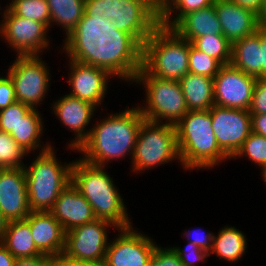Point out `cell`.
<instances>
[{
  "label": "cell",
  "mask_w": 266,
  "mask_h": 266,
  "mask_svg": "<svg viewBox=\"0 0 266 266\" xmlns=\"http://www.w3.org/2000/svg\"><path fill=\"white\" fill-rule=\"evenodd\" d=\"M63 52L76 62L105 69L132 82L142 68V46L103 15H84L64 38Z\"/></svg>",
  "instance_id": "1"
},
{
  "label": "cell",
  "mask_w": 266,
  "mask_h": 266,
  "mask_svg": "<svg viewBox=\"0 0 266 266\" xmlns=\"http://www.w3.org/2000/svg\"><path fill=\"white\" fill-rule=\"evenodd\" d=\"M138 107L110 114L94 124L88 138L76 150L83 153L81 158L87 163L106 166L114 159L133 156L136 138L144 121ZM111 160V161H110Z\"/></svg>",
  "instance_id": "2"
},
{
  "label": "cell",
  "mask_w": 266,
  "mask_h": 266,
  "mask_svg": "<svg viewBox=\"0 0 266 266\" xmlns=\"http://www.w3.org/2000/svg\"><path fill=\"white\" fill-rule=\"evenodd\" d=\"M105 168L76 159L71 167V183L91 204L97 219L111 222L116 229L131 227L119 188Z\"/></svg>",
  "instance_id": "3"
},
{
  "label": "cell",
  "mask_w": 266,
  "mask_h": 266,
  "mask_svg": "<svg viewBox=\"0 0 266 266\" xmlns=\"http://www.w3.org/2000/svg\"><path fill=\"white\" fill-rule=\"evenodd\" d=\"M175 126L180 164L186 170L210 169L230 159L216 141L209 110L188 111Z\"/></svg>",
  "instance_id": "4"
},
{
  "label": "cell",
  "mask_w": 266,
  "mask_h": 266,
  "mask_svg": "<svg viewBox=\"0 0 266 266\" xmlns=\"http://www.w3.org/2000/svg\"><path fill=\"white\" fill-rule=\"evenodd\" d=\"M189 51L188 40L159 25L142 45V68L137 74L179 81L189 72Z\"/></svg>",
  "instance_id": "5"
},
{
  "label": "cell",
  "mask_w": 266,
  "mask_h": 266,
  "mask_svg": "<svg viewBox=\"0 0 266 266\" xmlns=\"http://www.w3.org/2000/svg\"><path fill=\"white\" fill-rule=\"evenodd\" d=\"M52 146L35 158L31 165H25L28 204L31 211H50L60 193L71 183L69 163L59 162Z\"/></svg>",
  "instance_id": "6"
},
{
  "label": "cell",
  "mask_w": 266,
  "mask_h": 266,
  "mask_svg": "<svg viewBox=\"0 0 266 266\" xmlns=\"http://www.w3.org/2000/svg\"><path fill=\"white\" fill-rule=\"evenodd\" d=\"M86 15H103L141 46L160 25V14L145 0H85Z\"/></svg>",
  "instance_id": "7"
},
{
  "label": "cell",
  "mask_w": 266,
  "mask_h": 266,
  "mask_svg": "<svg viewBox=\"0 0 266 266\" xmlns=\"http://www.w3.org/2000/svg\"><path fill=\"white\" fill-rule=\"evenodd\" d=\"M179 160L176 126L144 120L138 131L132 156V170L137 173Z\"/></svg>",
  "instance_id": "8"
},
{
  "label": "cell",
  "mask_w": 266,
  "mask_h": 266,
  "mask_svg": "<svg viewBox=\"0 0 266 266\" xmlns=\"http://www.w3.org/2000/svg\"><path fill=\"white\" fill-rule=\"evenodd\" d=\"M133 82L145 88L146 104L138 106L145 120L176 125L189 111L179 81L136 74Z\"/></svg>",
  "instance_id": "9"
},
{
  "label": "cell",
  "mask_w": 266,
  "mask_h": 266,
  "mask_svg": "<svg viewBox=\"0 0 266 266\" xmlns=\"http://www.w3.org/2000/svg\"><path fill=\"white\" fill-rule=\"evenodd\" d=\"M40 56H17L7 71L16 100L32 108H37L45 99L51 80L49 68Z\"/></svg>",
  "instance_id": "10"
},
{
  "label": "cell",
  "mask_w": 266,
  "mask_h": 266,
  "mask_svg": "<svg viewBox=\"0 0 266 266\" xmlns=\"http://www.w3.org/2000/svg\"><path fill=\"white\" fill-rule=\"evenodd\" d=\"M109 227L116 228L109 221L96 219L66 232L63 255L76 261L102 266L109 243Z\"/></svg>",
  "instance_id": "11"
},
{
  "label": "cell",
  "mask_w": 266,
  "mask_h": 266,
  "mask_svg": "<svg viewBox=\"0 0 266 266\" xmlns=\"http://www.w3.org/2000/svg\"><path fill=\"white\" fill-rule=\"evenodd\" d=\"M5 8L2 12L4 19L0 22V36L16 51V56L40 55L48 49L49 28L44 23L20 17L8 6Z\"/></svg>",
  "instance_id": "12"
},
{
  "label": "cell",
  "mask_w": 266,
  "mask_h": 266,
  "mask_svg": "<svg viewBox=\"0 0 266 266\" xmlns=\"http://www.w3.org/2000/svg\"><path fill=\"white\" fill-rule=\"evenodd\" d=\"M134 229L132 226L117 229L120 235L108 243L102 266H149L157 244Z\"/></svg>",
  "instance_id": "13"
},
{
  "label": "cell",
  "mask_w": 266,
  "mask_h": 266,
  "mask_svg": "<svg viewBox=\"0 0 266 266\" xmlns=\"http://www.w3.org/2000/svg\"><path fill=\"white\" fill-rule=\"evenodd\" d=\"M209 111L216 141L231 160L252 132L251 114L248 110L218 105H213Z\"/></svg>",
  "instance_id": "14"
},
{
  "label": "cell",
  "mask_w": 266,
  "mask_h": 266,
  "mask_svg": "<svg viewBox=\"0 0 266 266\" xmlns=\"http://www.w3.org/2000/svg\"><path fill=\"white\" fill-rule=\"evenodd\" d=\"M256 79L231 63L223 65L213 78L214 105L248 110Z\"/></svg>",
  "instance_id": "15"
},
{
  "label": "cell",
  "mask_w": 266,
  "mask_h": 266,
  "mask_svg": "<svg viewBox=\"0 0 266 266\" xmlns=\"http://www.w3.org/2000/svg\"><path fill=\"white\" fill-rule=\"evenodd\" d=\"M68 83L71 91L68 95L94 105H102L109 85L110 75L105 69L86 65L69 59Z\"/></svg>",
  "instance_id": "16"
},
{
  "label": "cell",
  "mask_w": 266,
  "mask_h": 266,
  "mask_svg": "<svg viewBox=\"0 0 266 266\" xmlns=\"http://www.w3.org/2000/svg\"><path fill=\"white\" fill-rule=\"evenodd\" d=\"M0 211L8 220H23L31 212L25 169H0Z\"/></svg>",
  "instance_id": "17"
},
{
  "label": "cell",
  "mask_w": 266,
  "mask_h": 266,
  "mask_svg": "<svg viewBox=\"0 0 266 266\" xmlns=\"http://www.w3.org/2000/svg\"><path fill=\"white\" fill-rule=\"evenodd\" d=\"M51 105L52 111L62 124L74 132L76 137L74 136L68 145L72 151H76L90 134V129L86 130L85 127L90 123L97 108L89 102L68 95V93Z\"/></svg>",
  "instance_id": "18"
},
{
  "label": "cell",
  "mask_w": 266,
  "mask_h": 266,
  "mask_svg": "<svg viewBox=\"0 0 266 266\" xmlns=\"http://www.w3.org/2000/svg\"><path fill=\"white\" fill-rule=\"evenodd\" d=\"M49 212L62 225L65 232L97 219L91 204L72 183L60 193Z\"/></svg>",
  "instance_id": "19"
},
{
  "label": "cell",
  "mask_w": 266,
  "mask_h": 266,
  "mask_svg": "<svg viewBox=\"0 0 266 266\" xmlns=\"http://www.w3.org/2000/svg\"><path fill=\"white\" fill-rule=\"evenodd\" d=\"M25 219L30 224L34 243L42 254H63L66 232L49 211H31Z\"/></svg>",
  "instance_id": "20"
},
{
  "label": "cell",
  "mask_w": 266,
  "mask_h": 266,
  "mask_svg": "<svg viewBox=\"0 0 266 266\" xmlns=\"http://www.w3.org/2000/svg\"><path fill=\"white\" fill-rule=\"evenodd\" d=\"M213 4L223 35L231 44L259 28L257 14L253 11L230 0H214Z\"/></svg>",
  "instance_id": "21"
},
{
  "label": "cell",
  "mask_w": 266,
  "mask_h": 266,
  "mask_svg": "<svg viewBox=\"0 0 266 266\" xmlns=\"http://www.w3.org/2000/svg\"><path fill=\"white\" fill-rule=\"evenodd\" d=\"M172 29L182 38L193 42L197 37L207 34L222 35L221 24L218 20L214 4L185 14Z\"/></svg>",
  "instance_id": "22"
},
{
  "label": "cell",
  "mask_w": 266,
  "mask_h": 266,
  "mask_svg": "<svg viewBox=\"0 0 266 266\" xmlns=\"http://www.w3.org/2000/svg\"><path fill=\"white\" fill-rule=\"evenodd\" d=\"M260 27L252 34L232 44L231 64L255 78L262 77Z\"/></svg>",
  "instance_id": "23"
},
{
  "label": "cell",
  "mask_w": 266,
  "mask_h": 266,
  "mask_svg": "<svg viewBox=\"0 0 266 266\" xmlns=\"http://www.w3.org/2000/svg\"><path fill=\"white\" fill-rule=\"evenodd\" d=\"M179 83L189 111H206L214 105L213 78L188 72Z\"/></svg>",
  "instance_id": "24"
},
{
  "label": "cell",
  "mask_w": 266,
  "mask_h": 266,
  "mask_svg": "<svg viewBox=\"0 0 266 266\" xmlns=\"http://www.w3.org/2000/svg\"><path fill=\"white\" fill-rule=\"evenodd\" d=\"M41 113L37 108H33L13 129L9 134L16 141V143L28 154L33 153L36 149L40 150V153L49 150L52 144L48 142L40 144V137L44 130V122L41 117ZM51 144V145H50ZM41 145H43L41 147ZM40 147V148H39Z\"/></svg>",
  "instance_id": "25"
},
{
  "label": "cell",
  "mask_w": 266,
  "mask_h": 266,
  "mask_svg": "<svg viewBox=\"0 0 266 266\" xmlns=\"http://www.w3.org/2000/svg\"><path fill=\"white\" fill-rule=\"evenodd\" d=\"M3 245L15 258L44 255L37 249L26 219L8 221Z\"/></svg>",
  "instance_id": "26"
},
{
  "label": "cell",
  "mask_w": 266,
  "mask_h": 266,
  "mask_svg": "<svg viewBox=\"0 0 266 266\" xmlns=\"http://www.w3.org/2000/svg\"><path fill=\"white\" fill-rule=\"evenodd\" d=\"M246 235L239 229L226 226L219 230L218 235L213 236V248L209 255L216 254L219 259L236 262L244 254L247 248Z\"/></svg>",
  "instance_id": "27"
},
{
  "label": "cell",
  "mask_w": 266,
  "mask_h": 266,
  "mask_svg": "<svg viewBox=\"0 0 266 266\" xmlns=\"http://www.w3.org/2000/svg\"><path fill=\"white\" fill-rule=\"evenodd\" d=\"M47 2L51 27L53 24L61 26L65 29L67 37L84 15L85 0H47Z\"/></svg>",
  "instance_id": "28"
},
{
  "label": "cell",
  "mask_w": 266,
  "mask_h": 266,
  "mask_svg": "<svg viewBox=\"0 0 266 266\" xmlns=\"http://www.w3.org/2000/svg\"><path fill=\"white\" fill-rule=\"evenodd\" d=\"M192 45L201 52L218 60L222 65L231 63L232 44L222 35L207 34L197 37Z\"/></svg>",
  "instance_id": "29"
},
{
  "label": "cell",
  "mask_w": 266,
  "mask_h": 266,
  "mask_svg": "<svg viewBox=\"0 0 266 266\" xmlns=\"http://www.w3.org/2000/svg\"><path fill=\"white\" fill-rule=\"evenodd\" d=\"M7 5L16 15L36 20L51 28L50 12L47 0H11Z\"/></svg>",
  "instance_id": "30"
},
{
  "label": "cell",
  "mask_w": 266,
  "mask_h": 266,
  "mask_svg": "<svg viewBox=\"0 0 266 266\" xmlns=\"http://www.w3.org/2000/svg\"><path fill=\"white\" fill-rule=\"evenodd\" d=\"M213 2L214 0H173L160 14V25L172 28L185 14L207 8L211 6ZM175 12H178L176 13V17L173 15Z\"/></svg>",
  "instance_id": "31"
},
{
  "label": "cell",
  "mask_w": 266,
  "mask_h": 266,
  "mask_svg": "<svg viewBox=\"0 0 266 266\" xmlns=\"http://www.w3.org/2000/svg\"><path fill=\"white\" fill-rule=\"evenodd\" d=\"M27 155L9 133L0 131V169L24 168L23 159Z\"/></svg>",
  "instance_id": "32"
},
{
  "label": "cell",
  "mask_w": 266,
  "mask_h": 266,
  "mask_svg": "<svg viewBox=\"0 0 266 266\" xmlns=\"http://www.w3.org/2000/svg\"><path fill=\"white\" fill-rule=\"evenodd\" d=\"M248 157L249 160L266 171V137L251 132L232 159ZM237 157V158H236Z\"/></svg>",
  "instance_id": "33"
},
{
  "label": "cell",
  "mask_w": 266,
  "mask_h": 266,
  "mask_svg": "<svg viewBox=\"0 0 266 266\" xmlns=\"http://www.w3.org/2000/svg\"><path fill=\"white\" fill-rule=\"evenodd\" d=\"M223 65L206 53L196 49L190 42L189 73L214 78Z\"/></svg>",
  "instance_id": "34"
},
{
  "label": "cell",
  "mask_w": 266,
  "mask_h": 266,
  "mask_svg": "<svg viewBox=\"0 0 266 266\" xmlns=\"http://www.w3.org/2000/svg\"><path fill=\"white\" fill-rule=\"evenodd\" d=\"M32 109L31 106L18 101L1 109L0 131L10 133Z\"/></svg>",
  "instance_id": "35"
},
{
  "label": "cell",
  "mask_w": 266,
  "mask_h": 266,
  "mask_svg": "<svg viewBox=\"0 0 266 266\" xmlns=\"http://www.w3.org/2000/svg\"><path fill=\"white\" fill-rule=\"evenodd\" d=\"M173 250L177 253L179 260L184 266H195V263L201 261L205 263V259L210 257L209 253L200 249L194 243L188 242L185 249L172 246Z\"/></svg>",
  "instance_id": "36"
},
{
  "label": "cell",
  "mask_w": 266,
  "mask_h": 266,
  "mask_svg": "<svg viewBox=\"0 0 266 266\" xmlns=\"http://www.w3.org/2000/svg\"><path fill=\"white\" fill-rule=\"evenodd\" d=\"M248 111L251 115L266 114V77L256 79Z\"/></svg>",
  "instance_id": "37"
},
{
  "label": "cell",
  "mask_w": 266,
  "mask_h": 266,
  "mask_svg": "<svg viewBox=\"0 0 266 266\" xmlns=\"http://www.w3.org/2000/svg\"><path fill=\"white\" fill-rule=\"evenodd\" d=\"M149 266H184L179 260L177 253L171 247L156 246Z\"/></svg>",
  "instance_id": "38"
},
{
  "label": "cell",
  "mask_w": 266,
  "mask_h": 266,
  "mask_svg": "<svg viewBox=\"0 0 266 266\" xmlns=\"http://www.w3.org/2000/svg\"><path fill=\"white\" fill-rule=\"evenodd\" d=\"M202 231L200 229L199 231H196V229L190 231L186 230L183 235L187 237L188 242L194 243L200 249L206 251L207 253H210L213 248L214 233H212L211 231L209 233H205V231Z\"/></svg>",
  "instance_id": "39"
},
{
  "label": "cell",
  "mask_w": 266,
  "mask_h": 266,
  "mask_svg": "<svg viewBox=\"0 0 266 266\" xmlns=\"http://www.w3.org/2000/svg\"><path fill=\"white\" fill-rule=\"evenodd\" d=\"M15 90L10 76H0V110L16 102Z\"/></svg>",
  "instance_id": "40"
},
{
  "label": "cell",
  "mask_w": 266,
  "mask_h": 266,
  "mask_svg": "<svg viewBox=\"0 0 266 266\" xmlns=\"http://www.w3.org/2000/svg\"><path fill=\"white\" fill-rule=\"evenodd\" d=\"M252 132L266 137V114L251 115Z\"/></svg>",
  "instance_id": "41"
},
{
  "label": "cell",
  "mask_w": 266,
  "mask_h": 266,
  "mask_svg": "<svg viewBox=\"0 0 266 266\" xmlns=\"http://www.w3.org/2000/svg\"><path fill=\"white\" fill-rule=\"evenodd\" d=\"M239 6L249 9L258 15L263 0H230Z\"/></svg>",
  "instance_id": "42"
},
{
  "label": "cell",
  "mask_w": 266,
  "mask_h": 266,
  "mask_svg": "<svg viewBox=\"0 0 266 266\" xmlns=\"http://www.w3.org/2000/svg\"><path fill=\"white\" fill-rule=\"evenodd\" d=\"M47 255H36L33 257H23L15 259V266H39V263L46 257Z\"/></svg>",
  "instance_id": "43"
},
{
  "label": "cell",
  "mask_w": 266,
  "mask_h": 266,
  "mask_svg": "<svg viewBox=\"0 0 266 266\" xmlns=\"http://www.w3.org/2000/svg\"><path fill=\"white\" fill-rule=\"evenodd\" d=\"M15 259L7 248L0 244V266H15Z\"/></svg>",
  "instance_id": "44"
},
{
  "label": "cell",
  "mask_w": 266,
  "mask_h": 266,
  "mask_svg": "<svg viewBox=\"0 0 266 266\" xmlns=\"http://www.w3.org/2000/svg\"><path fill=\"white\" fill-rule=\"evenodd\" d=\"M58 266H97L95 264L83 261H76L70 258H67L65 255H58Z\"/></svg>",
  "instance_id": "45"
},
{
  "label": "cell",
  "mask_w": 266,
  "mask_h": 266,
  "mask_svg": "<svg viewBox=\"0 0 266 266\" xmlns=\"http://www.w3.org/2000/svg\"><path fill=\"white\" fill-rule=\"evenodd\" d=\"M260 45L262 56V77H266V29L260 28Z\"/></svg>",
  "instance_id": "46"
},
{
  "label": "cell",
  "mask_w": 266,
  "mask_h": 266,
  "mask_svg": "<svg viewBox=\"0 0 266 266\" xmlns=\"http://www.w3.org/2000/svg\"><path fill=\"white\" fill-rule=\"evenodd\" d=\"M258 26L266 29V0H263L260 12L257 15Z\"/></svg>",
  "instance_id": "47"
},
{
  "label": "cell",
  "mask_w": 266,
  "mask_h": 266,
  "mask_svg": "<svg viewBox=\"0 0 266 266\" xmlns=\"http://www.w3.org/2000/svg\"><path fill=\"white\" fill-rule=\"evenodd\" d=\"M173 0H152V7L161 14Z\"/></svg>",
  "instance_id": "48"
},
{
  "label": "cell",
  "mask_w": 266,
  "mask_h": 266,
  "mask_svg": "<svg viewBox=\"0 0 266 266\" xmlns=\"http://www.w3.org/2000/svg\"><path fill=\"white\" fill-rule=\"evenodd\" d=\"M39 266H58V255H47Z\"/></svg>",
  "instance_id": "49"
},
{
  "label": "cell",
  "mask_w": 266,
  "mask_h": 266,
  "mask_svg": "<svg viewBox=\"0 0 266 266\" xmlns=\"http://www.w3.org/2000/svg\"><path fill=\"white\" fill-rule=\"evenodd\" d=\"M8 220L3 216L0 211V244H3Z\"/></svg>",
  "instance_id": "50"
},
{
  "label": "cell",
  "mask_w": 266,
  "mask_h": 266,
  "mask_svg": "<svg viewBox=\"0 0 266 266\" xmlns=\"http://www.w3.org/2000/svg\"><path fill=\"white\" fill-rule=\"evenodd\" d=\"M262 174V178H263V180H264V183L266 184V171H264V172H261Z\"/></svg>",
  "instance_id": "51"
},
{
  "label": "cell",
  "mask_w": 266,
  "mask_h": 266,
  "mask_svg": "<svg viewBox=\"0 0 266 266\" xmlns=\"http://www.w3.org/2000/svg\"><path fill=\"white\" fill-rule=\"evenodd\" d=\"M152 6V0H145Z\"/></svg>",
  "instance_id": "52"
}]
</instances>
